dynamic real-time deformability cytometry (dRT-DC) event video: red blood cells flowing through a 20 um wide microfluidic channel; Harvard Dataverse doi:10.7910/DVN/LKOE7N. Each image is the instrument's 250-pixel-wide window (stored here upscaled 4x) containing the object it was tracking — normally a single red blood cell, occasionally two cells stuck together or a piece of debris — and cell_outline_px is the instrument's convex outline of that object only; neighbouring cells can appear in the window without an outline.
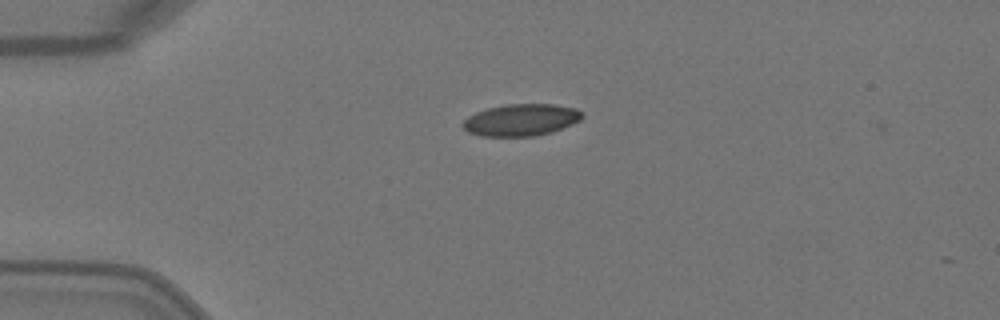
{"species": "Egyptian fruit bat (a non-hibernating species)", "species_latin": "Rousettus aegyptiacus", "temperature_condition": "warm", "stored_images_in_passage": 2, "camera_frame_rate_fps": 3000, "um_per_image_px": 0.085, "animal": {"sex": "female"}, "frame": {"image": 1, "passage_image": 1, "time_ms": 0.0, "image_size_px": [1000, 320], "cell_outline_px": [[584, 116], [580, 120], [572, 124], [552, 132], [536, 136], [480, 136], [468, 132], [460, 124], [468, 116], [476, 112], [488, 108], [508, 104], [556, 104], [576, 108]], "centroid_in_image_um": [44.29, 10.19], "position_along_channel_um": 40.7, "area_um2": 22.25}}